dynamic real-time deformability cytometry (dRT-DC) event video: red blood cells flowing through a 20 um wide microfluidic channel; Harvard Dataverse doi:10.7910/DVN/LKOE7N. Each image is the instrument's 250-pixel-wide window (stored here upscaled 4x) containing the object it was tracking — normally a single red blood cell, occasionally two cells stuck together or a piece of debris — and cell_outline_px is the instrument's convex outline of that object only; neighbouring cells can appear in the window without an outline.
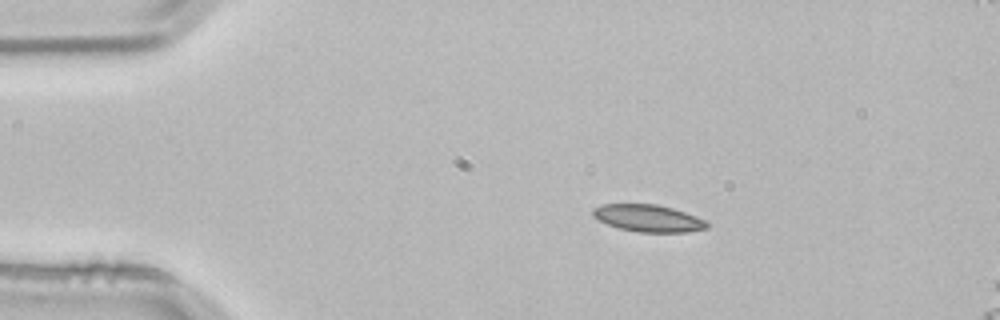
{"species": "common noctule bat (a hibernating species)", "species_latin": "Nyctalus noctula", "temperature_condition": "room temperature", "stored_images_in_passage": 3, "camera_frame_rate_fps": 3000, "um_per_image_px": 0.085, "animal": {"sex": "male", "body_mass_g": 21.5, "forearm_length_mm": 52.0}, "frame": {"image": 1, "passage_image": 1, "time_ms": 0.0, "image_size_px": [1000, 320], "cell_outline_px": [[708, 228], [688, 232], [640, 232], [620, 228], [608, 224], [592, 216], [592, 208], [604, 204], [656, 204], [672, 208], [696, 216], [704, 220], [708, 224]], "centroid_in_image_um": [55.09, 18.54], "position_along_channel_um": 29.9, "area_um2": 17.86}}